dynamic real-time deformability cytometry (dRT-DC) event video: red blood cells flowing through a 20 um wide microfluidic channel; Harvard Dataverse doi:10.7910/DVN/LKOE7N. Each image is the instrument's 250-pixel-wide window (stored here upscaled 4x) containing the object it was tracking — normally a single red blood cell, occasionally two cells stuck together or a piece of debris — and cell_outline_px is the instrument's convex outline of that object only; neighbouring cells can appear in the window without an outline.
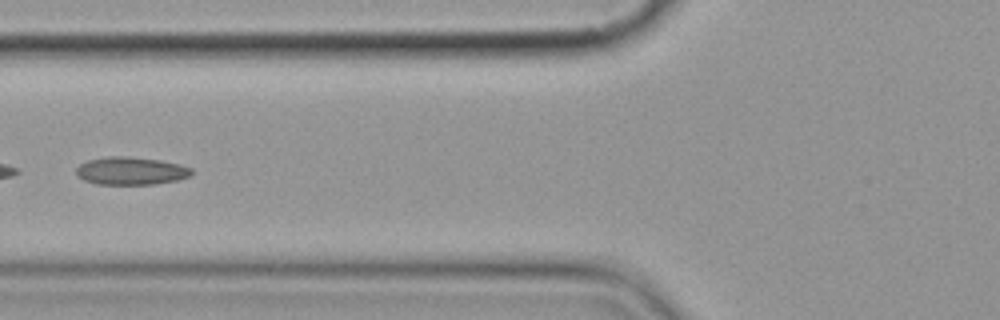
{"species": "common noctule bat (a hibernating species)", "species_latin": "Nyctalus noctula", "temperature_condition": "cold", "stored_images_in_passage": 6, "camera_frame_rate_fps": 3000, "um_per_image_px": 0.085, "animal": {"sex": "female", "body_mass_g": 19.9}, "frame": {"image": 1, "passage_image": 6, "time_ms": 6.667, "image_size_px": [1000, 320], "cell_outline_px": [[192, 172], [188, 176], [176, 180], [156, 184], [96, 184], [84, 180], [76, 176], [76, 168], [80, 164], [88, 160], [108, 156], [128, 156], [160, 160], [180, 164], [192, 168]], "centroid_in_image_um": [11.1, 14.52], "position_along_channel_um": 114.7, "area_um2": 18.73}}